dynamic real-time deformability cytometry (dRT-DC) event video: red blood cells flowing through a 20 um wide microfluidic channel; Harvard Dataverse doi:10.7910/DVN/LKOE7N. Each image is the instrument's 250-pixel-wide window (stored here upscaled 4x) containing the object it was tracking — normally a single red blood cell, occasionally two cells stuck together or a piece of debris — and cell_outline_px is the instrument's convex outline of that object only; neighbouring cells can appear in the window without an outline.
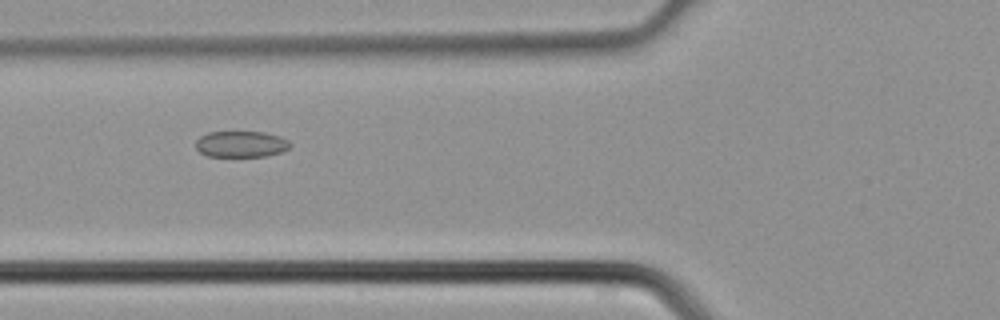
{"species": "common noctule bat (a hibernating species)", "species_latin": "Nyctalus noctula", "temperature_condition": "cold", "stored_images_in_passage": 3, "camera_frame_rate_fps": 3000, "um_per_image_px": 0.085, "animal": {"sex": "male", "body_mass_g": 21.5, "forearm_length_mm": 52.0}, "frame": {"image": 1, "passage_image": 3, "time_ms": 0.667, "image_size_px": [1000, 320], "cell_outline_px": [[292, 144], [284, 152], [264, 156], [208, 156], [200, 152], [196, 148], [196, 140], [200, 136], [208, 132], [264, 132], [280, 136], [288, 140]], "centroid_in_image_um": [20.51, 12.25], "position_along_channel_um": 105.3, "area_um2": 14.45}}